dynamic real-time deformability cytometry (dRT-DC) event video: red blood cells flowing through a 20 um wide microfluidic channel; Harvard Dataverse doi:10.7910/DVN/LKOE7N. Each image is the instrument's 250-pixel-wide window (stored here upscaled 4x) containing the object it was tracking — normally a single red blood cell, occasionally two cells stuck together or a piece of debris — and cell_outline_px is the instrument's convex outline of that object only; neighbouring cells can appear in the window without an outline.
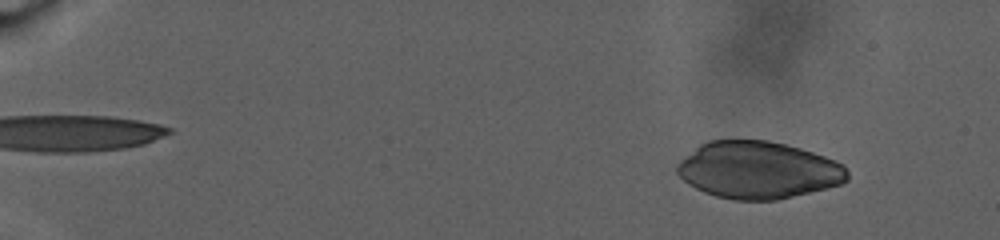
{"species": "human", "species_latin": "Homo sapiens", "temperature_condition": "warm", "stored_images_in_passage": 90, "camera_frame_rate_fps": 3000, "um_per_image_px": 0.085, "donor": {"sex": "male"}, "frame": {"image": 1, "passage_image": 11, "time_ms": 3.333, "image_size_px": [1000, 240], "cell_outline_px": [[848, 180], [840, 184], [776, 200], [732, 200], [716, 196], [704, 192], [688, 184], [676, 172], [676, 164], [680, 160], [700, 144], [708, 140], [768, 140], [800, 148], [824, 156], [840, 164], [848, 172]], "centroid_in_image_um": [64.39, 14.45], "position_along_channel_um": 20.6, "area_um2": 56.36}}
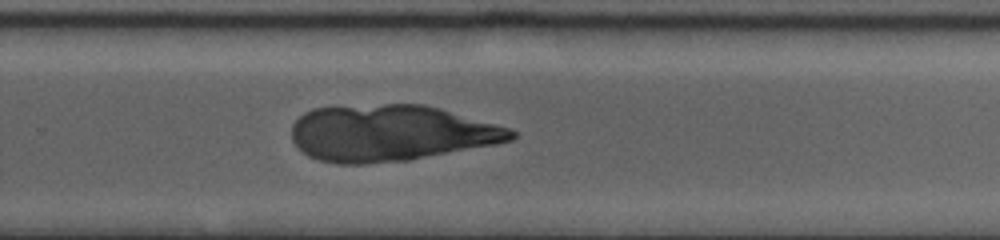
{"frame": {"image": 2, "passage_image": 65, "time_ms": 21.333, "image_size_px": [1000, 240], "cell_outline_px": [[516, 136], [512, 140], [496, 144], [408, 160], [364, 164], [336, 164], [320, 160], [308, 156], [296, 148], [292, 140], [292, 124], [304, 112], [312, 108], [384, 104], [424, 104], [440, 108], [508, 128], [516, 132]], "centroid_in_image_um": [33.15, 11.31], "position_along_channel_um": 296.7, "area_um2": 71.96}}
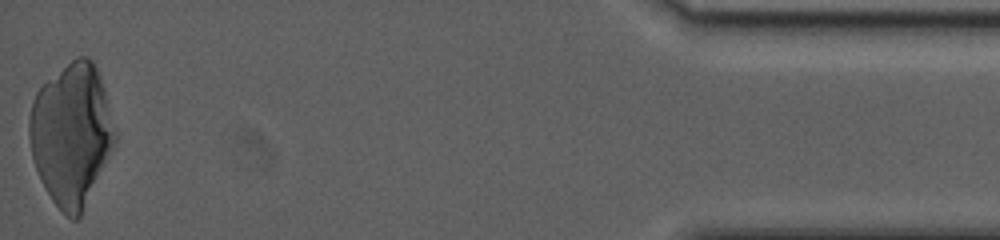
{"frame": {"image": 3, "passage_image": 90, "time_ms": 29.667, "image_size_px": [1000, 240], "cell_outline_px": [[116, 140], [80, 216], [76, 220], [72, 220], [52, 200], [44, 188], [40, 180], [32, 156], [28, 136], [28, 120], [32, 100], [36, 92], [48, 80], [76, 56], [88, 56], [92, 60], [100, 76], [116, 128]], "centroid_in_image_um": [6.06, 11.39], "position_along_channel_um": 429.1, "area_um2": 70.34}}